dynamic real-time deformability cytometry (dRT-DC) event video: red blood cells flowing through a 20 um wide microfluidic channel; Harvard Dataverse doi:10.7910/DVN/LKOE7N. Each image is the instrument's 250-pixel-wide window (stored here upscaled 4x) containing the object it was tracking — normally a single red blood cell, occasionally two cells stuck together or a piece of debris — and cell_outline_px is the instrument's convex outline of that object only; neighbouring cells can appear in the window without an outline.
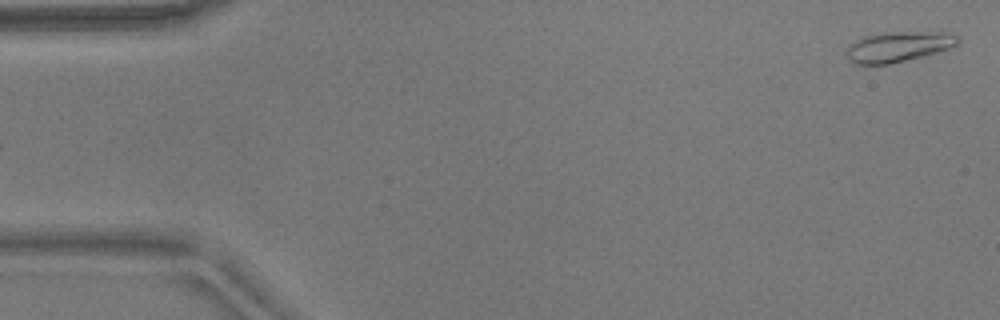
{"species": "common noctule bat (a hibernating species)", "species_latin": "Nyctalus noctula", "temperature_condition": "warm", "stored_images_in_passage": 54, "camera_frame_rate_fps": 3000, "um_per_image_px": 0.085, "animal": {"sex": "male", "body_mass_g": 17.9}, "frame": {"image": 1, "passage_image": 1, "time_ms": 0.0, "image_size_px": [1000, 320], "cell_outline_px": [[956, 44], [948, 48], [924, 56], [888, 64], [856, 64], [848, 60], [844, 52], [844, 48], [848, 44], [860, 36], [880, 32], [940, 32], [956, 36]], "centroid_in_image_um": [76.18, 3.97], "position_along_channel_um": 8.8, "area_um2": 19.77}}
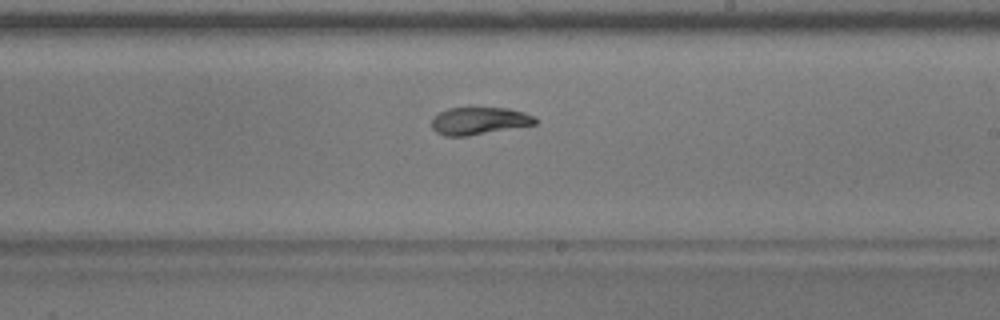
{"frame": {"image": 2, "passage_image": 31, "time_ms": 10.0, "image_size_px": [1000, 320], "cell_outline_px": [[536, 124], [468, 136], [444, 136], [436, 132], [432, 128], [432, 116], [448, 108], [508, 108], [524, 112], [532, 116], [536, 120]], "centroid_in_image_um": [40.68, 10.28], "position_along_channel_um": 248.3, "area_um2": 16.47}}
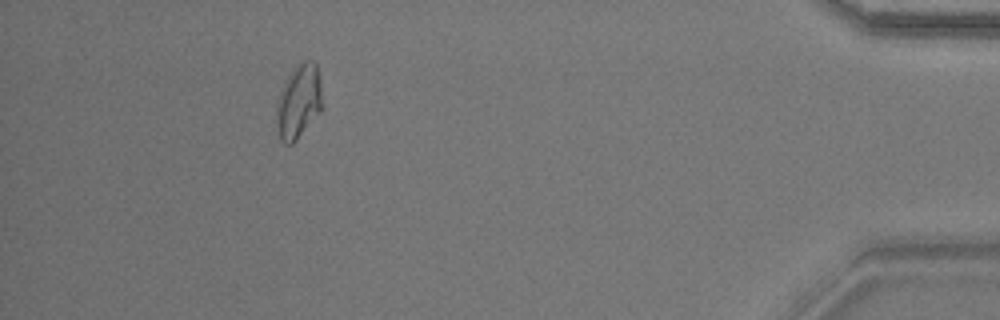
{"frame": {"image": 3, "passage_image": 49, "time_ms": 16.0, "image_size_px": [1000, 320], "cell_outline_px": [[324, 104], [320, 112], [296, 140], [292, 144], [284, 144], [280, 140], [276, 132], [276, 104], [280, 88], [284, 80], [292, 68], [300, 60], [316, 60], [320, 80]], "centroid_in_image_um": [25.38, 8.59], "position_along_channel_um": 409.8, "area_um2": 20.63}, "authors_computed_cell_mechanics": {"area_um2": 17.6001, "velocity_mm_per_s": 3.6782, "shape_relaxation_time_tau1_ms": 9.5425, "shape_relaxation_time_tau2_ms": 1.7307, "deformation_change_tau1": 0.2589, "deformation_change_tau2": 0.0562}}